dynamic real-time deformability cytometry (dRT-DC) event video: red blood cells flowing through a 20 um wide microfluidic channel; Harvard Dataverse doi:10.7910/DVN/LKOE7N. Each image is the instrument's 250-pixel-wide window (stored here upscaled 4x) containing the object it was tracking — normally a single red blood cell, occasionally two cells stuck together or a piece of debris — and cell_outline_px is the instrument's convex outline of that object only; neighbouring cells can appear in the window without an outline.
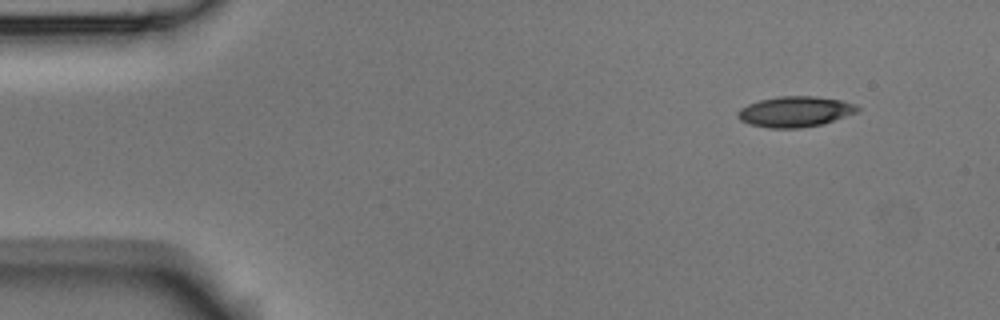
{"species": "Egyptian fruit bat (a non-hibernating species)", "species_latin": "Rousettus aegyptiacus", "temperature_condition": "room temperature", "stored_images_in_passage": 3, "camera_frame_rate_fps": 3000, "um_per_image_px": 0.085, "animal": {"sex": "male"}, "frame": {"image": 1, "passage_image": 1, "time_ms": 0.0, "image_size_px": [1000, 320], "cell_outline_px": [[860, 112], [820, 124], [800, 128], [768, 128], [748, 124], [740, 120], [736, 116], [736, 112], [740, 108], [748, 104], [760, 100], [780, 96], [816, 96], [840, 100], [856, 104], [860, 108]], "centroid_in_image_um": [67.57, 9.49], "position_along_channel_um": 17.4, "area_um2": 21.44}}
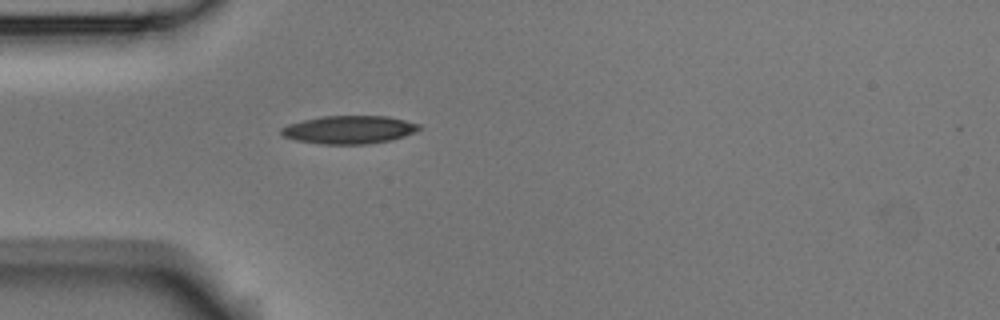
{"frame": {"image": 2, "passage_image": 3, "time_ms": 0.667, "image_size_px": [1000, 320], "cell_outline_px": [[424, 128], [416, 132], [404, 136], [388, 140], [364, 144], [324, 144], [296, 140], [284, 136], [280, 132], [280, 128], [288, 124], [304, 120], [324, 116], [388, 116], [420, 124]], "centroid_in_image_um": [29.7, 11.01], "position_along_channel_um": 55.3, "area_um2": 22.43}}